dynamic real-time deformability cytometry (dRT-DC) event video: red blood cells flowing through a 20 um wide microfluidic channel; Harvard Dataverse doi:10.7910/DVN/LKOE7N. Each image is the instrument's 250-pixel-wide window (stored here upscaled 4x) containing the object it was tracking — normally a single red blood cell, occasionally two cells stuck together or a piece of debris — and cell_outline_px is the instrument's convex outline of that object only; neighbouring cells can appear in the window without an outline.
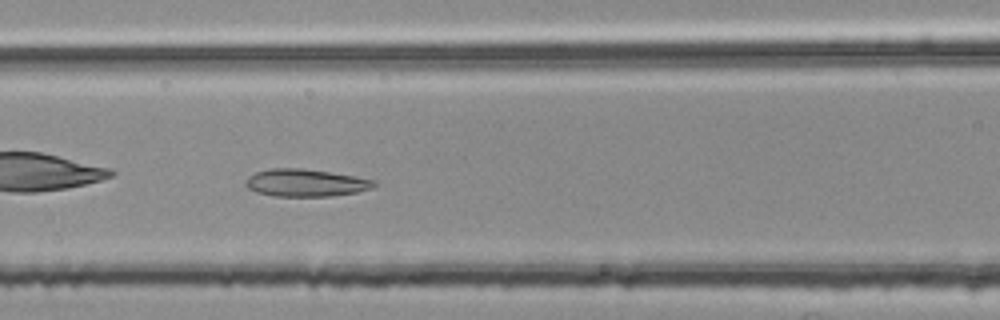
{"species": "common noctule bat (a hibernating species)", "species_latin": "Nyctalus noctula", "temperature_condition": "room temperature", "stored_images_in_passage": 36, "camera_frame_rate_fps": 3000, "um_per_image_px": 0.085, "animal": {"sex": "female", "body_mass_g": 25.1}, "frame": {"image": 1, "passage_image": 7, "time_ms": 2.0, "image_size_px": [1000, 320], "cell_outline_px": [[376, 184], [372, 188], [356, 192], [332, 196], [276, 196], [256, 192], [248, 188], [244, 184], [248, 176], [256, 172], [268, 168], [300, 168], [328, 172], [376, 180]], "centroid_in_image_um": [25.94, 15.54], "position_along_channel_um": 140.7, "area_um2": 20.4}}
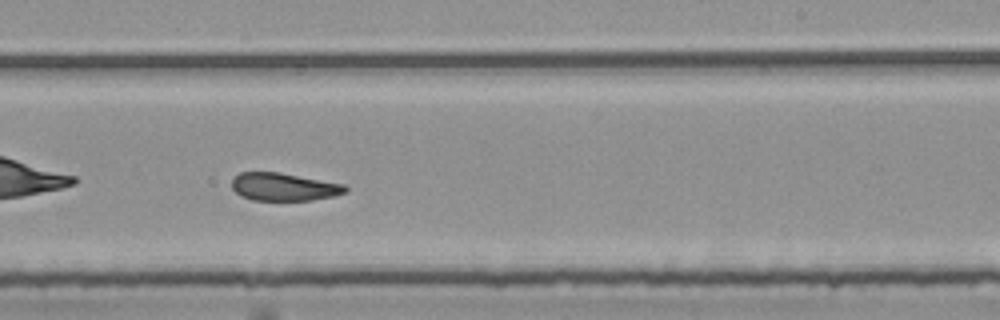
{"frame": {"image": 2, "passage_image": 17, "time_ms": 5.333, "image_size_px": [1000, 320], "cell_outline_px": [[348, 188], [344, 192], [332, 196], [312, 200], [252, 200], [240, 196], [232, 188], [232, 176], [240, 172], [280, 172], [344, 184]], "centroid_in_image_um": [24.07, 15.87], "position_along_channel_um": 264.9, "area_um2": 18.44}}
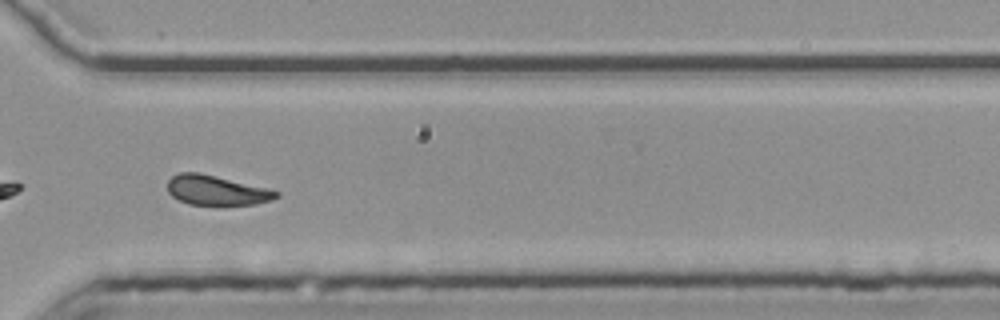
{"frame": {"image": 3, "passage_image": 24, "time_ms": 7.667, "image_size_px": [1000, 320], "cell_outline_px": [[280, 196], [272, 200], [256, 204], [188, 204], [172, 196], [168, 192], [168, 180], [172, 176], [180, 172], [200, 172], [268, 188], [280, 192]], "centroid_in_image_um": [18.42, 16.16], "position_along_channel_um": 352.2, "area_um2": 18.79}, "authors_computed_cell_mechanics": {"area_um2": 19.1896, "velocity_mm_per_s": 3.7389, "shape_relaxation_time_tau1_ms": null, "shape_relaxation_time_tau2_ms": 2.3377, "deformation_change_tau1": null, "deformation_change_tau2": 0.0939}}